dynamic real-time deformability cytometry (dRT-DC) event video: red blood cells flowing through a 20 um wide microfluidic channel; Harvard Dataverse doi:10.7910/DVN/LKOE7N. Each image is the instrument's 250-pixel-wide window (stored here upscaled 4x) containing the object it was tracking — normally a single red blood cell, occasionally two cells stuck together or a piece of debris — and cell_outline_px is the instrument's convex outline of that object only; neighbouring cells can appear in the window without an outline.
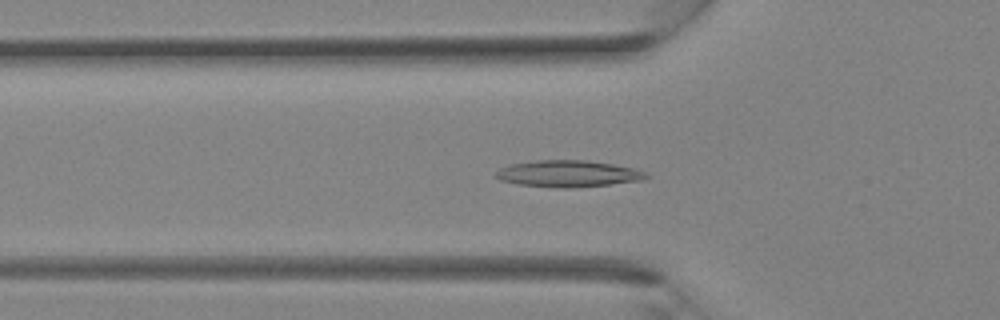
{"species": "Egyptian fruit bat (a non-hibernating species)", "species_latin": "Rousettus aegyptiacus", "temperature_condition": "room temperature", "stored_images_in_passage": 24, "camera_frame_rate_fps": 3000, "um_per_image_px": 0.085, "animal": {"sex": "female"}, "frame": {"image": 1, "passage_image": 13, "time_ms": 4.0, "image_size_px": [1000, 320], "cell_outline_px": [[648, 176], [640, 180], [608, 184], [568, 188], [560, 188], [520, 184], [500, 180], [496, 176], [496, 172], [500, 168], [508, 164], [532, 160], [588, 160], [636, 168], [648, 172]], "centroid_in_image_um": [48.28, 14.74], "position_along_channel_um": 77.5, "area_um2": 23.24}}
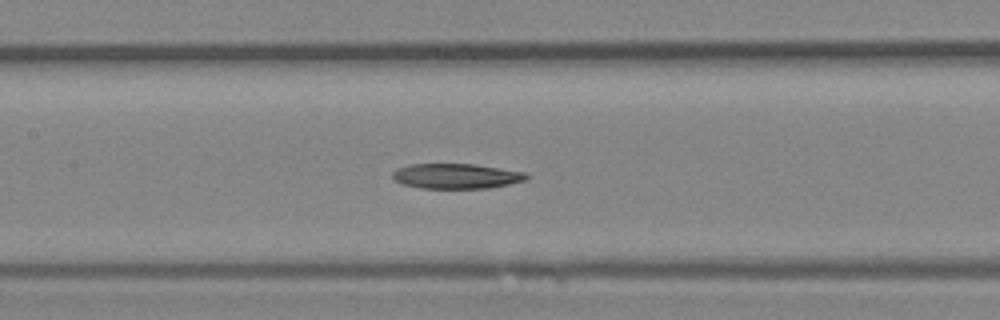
{"frame": {"image": 2, "passage_image": 18, "time_ms": 5.667, "image_size_px": [1000, 320], "cell_outline_px": [[528, 180], [488, 188], [420, 188], [400, 184], [392, 176], [392, 172], [396, 168], [408, 164], [472, 164], [528, 172]], "centroid_in_image_um": [38.77, 14.96], "position_along_channel_um": 168.6, "area_um2": 19.71}}
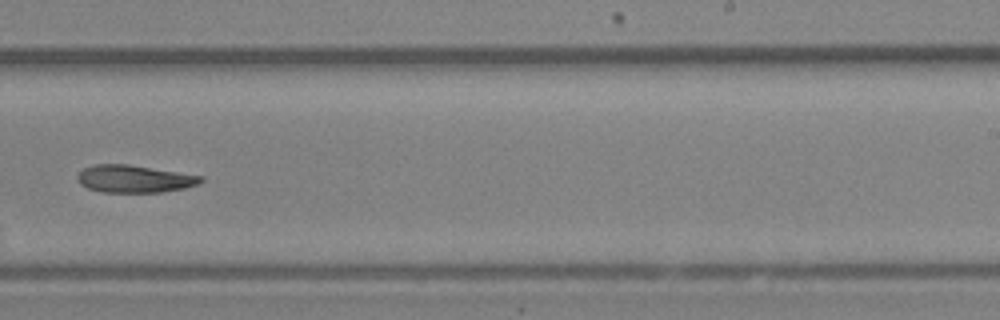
{"frame": {"image": 3, "passage_image": 24, "time_ms": 7.667, "image_size_px": [1000, 320], "cell_outline_px": [[204, 180], [200, 184], [184, 188], [160, 192], [100, 192], [88, 188], [80, 184], [76, 180], [76, 176], [84, 168], [92, 164], [128, 164], [204, 176]], "centroid_in_image_um": [11.41, 15.2], "position_along_channel_um": 277.6, "area_um2": 19.88}}